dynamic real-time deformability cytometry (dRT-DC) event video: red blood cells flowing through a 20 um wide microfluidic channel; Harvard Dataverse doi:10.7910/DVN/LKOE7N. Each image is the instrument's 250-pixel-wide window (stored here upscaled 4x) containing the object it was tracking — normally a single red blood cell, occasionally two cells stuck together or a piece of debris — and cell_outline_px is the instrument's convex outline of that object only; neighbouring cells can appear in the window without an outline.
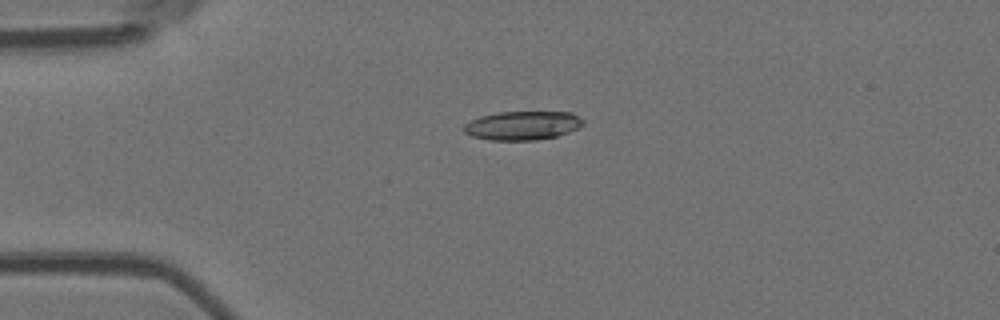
{"species": "Egyptian fruit bat (a non-hibernating species)", "species_latin": "Rousettus aegyptiacus", "temperature_condition": "room temperature", "stored_images_in_passage": 47, "camera_frame_rate_fps": 3000, "um_per_image_px": 0.085, "animal": {"sex": "female"}, "frame": {"image": 1, "passage_image": 6, "time_ms": 1.667, "image_size_px": [1000, 320], "cell_outline_px": [[584, 124], [568, 132], [556, 136], [536, 140], [488, 140], [472, 136], [464, 132], [464, 124], [480, 116], [500, 112], [572, 112], [584, 120]], "centroid_in_image_um": [44.41, 10.67], "position_along_channel_um": 40.6, "area_um2": 19.94}}
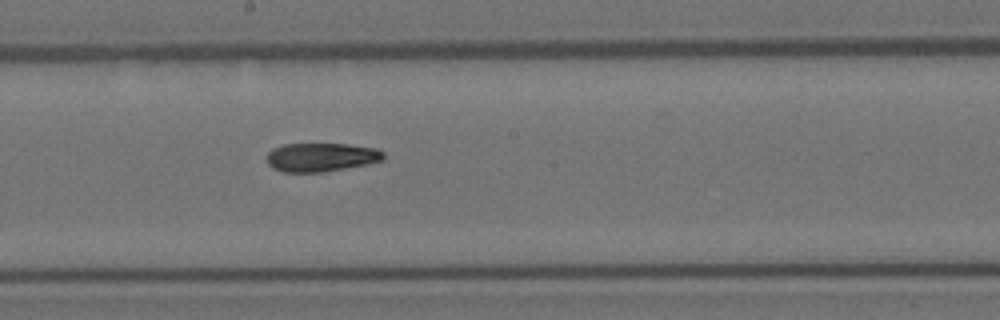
{"frame": {"image": 2, "passage_image": 23, "time_ms": 7.333, "image_size_px": [1000, 320], "cell_outline_px": [[384, 160], [368, 164], [320, 172], [284, 172], [272, 168], [268, 164], [264, 156], [272, 148], [284, 144], [348, 144], [380, 148], [384, 152]], "centroid_in_image_um": [27.29, 13.35], "position_along_channel_um": 220.9, "area_um2": 19.77}}
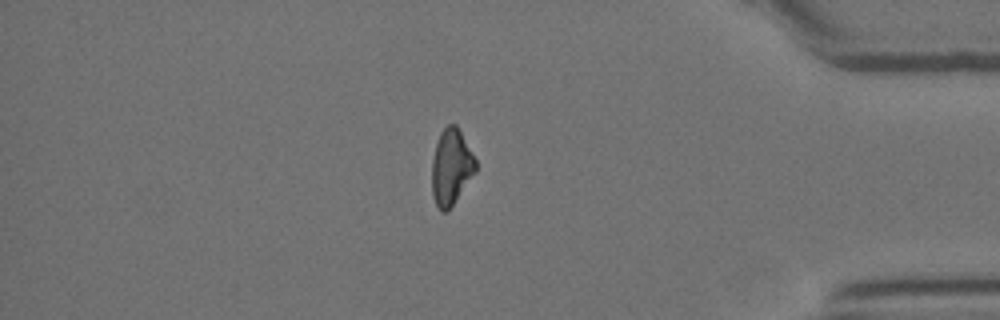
{"frame": {"image": 3, "passage_image": 40, "time_ms": 13.0, "image_size_px": [1000, 320], "cell_outline_px": [[476, 172], [448, 212], [440, 212], [432, 196], [432, 160], [436, 144], [440, 132], [448, 124], [456, 124], [476, 160]], "centroid_in_image_um": [38.34, 14.23], "position_along_channel_um": 396.9, "area_um2": 19.42}}